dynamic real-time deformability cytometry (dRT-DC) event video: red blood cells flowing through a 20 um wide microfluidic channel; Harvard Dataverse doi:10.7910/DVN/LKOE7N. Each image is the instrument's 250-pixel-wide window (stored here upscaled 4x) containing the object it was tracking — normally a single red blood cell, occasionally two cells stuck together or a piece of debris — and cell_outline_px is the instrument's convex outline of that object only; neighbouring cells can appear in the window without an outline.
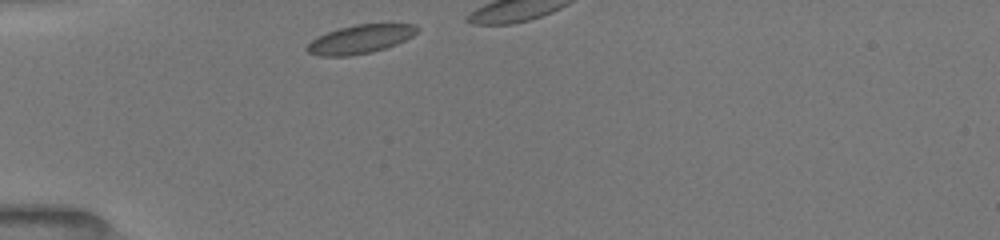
{"species": "common noctule bat (a hibernating species)", "species_latin": "Nyctalus noctula", "temperature_condition": "room temperature", "stored_images_in_passage": 8, "camera_frame_rate_fps": 3000, "um_per_image_px": 0.085, "animal": {"sex": "female", "body_mass_g": 19.5, "forearm_length_mm": 54.1}, "frame": {"image": 1, "passage_image": 1, "time_ms": 0.0, "image_size_px": [1000, 240], "cell_outline_px": [[420, 28], [412, 36], [396, 44], [372, 52], [352, 56], [320, 56], [308, 52], [304, 48], [312, 40], [328, 32], [340, 28], [356, 24], [416, 24]], "centroid_in_image_um": [30.62, 3.34], "position_along_channel_um": 54.4, "area_um2": 18.21}}
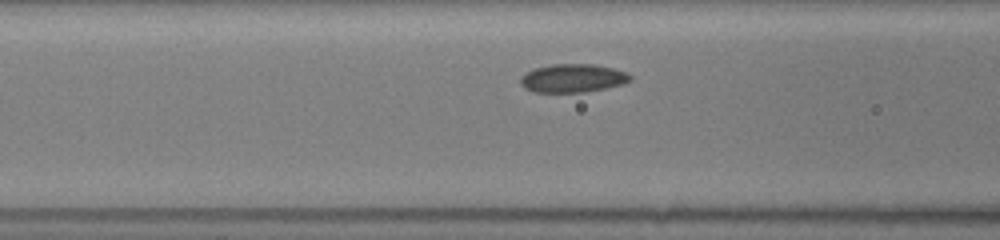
{"frame": {"image": 2, "passage_image": 7, "time_ms": 2.0, "image_size_px": [1000, 240], "cell_outline_px": [[632, 80], [624, 84], [584, 92], [532, 92], [524, 88], [520, 84], [520, 76], [536, 68], [552, 64], [592, 64], [612, 68], [628, 72], [632, 76]], "centroid_in_image_um": [48.69, 6.65], "position_along_channel_um": 117.9, "area_um2": 18.21}}